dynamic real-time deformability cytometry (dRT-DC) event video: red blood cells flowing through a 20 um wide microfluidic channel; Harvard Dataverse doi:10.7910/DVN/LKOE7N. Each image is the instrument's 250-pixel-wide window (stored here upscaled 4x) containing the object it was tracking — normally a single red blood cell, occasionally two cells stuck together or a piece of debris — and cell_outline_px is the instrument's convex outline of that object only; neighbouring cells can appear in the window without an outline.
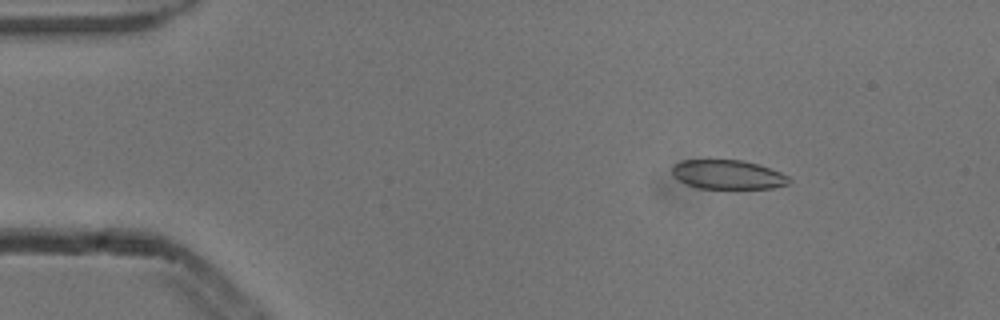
{"species": "common noctule bat (a hibernating species)", "species_latin": "Nyctalus noctula", "temperature_condition": "cold", "stored_images_in_passage": 5, "camera_frame_rate_fps": 3000, "um_per_image_px": 0.085, "animal": {"sex": "male", "body_mass_g": 13.3}, "frame": {"image": 1, "passage_image": 2, "time_ms": 0.333, "image_size_px": [1000, 320], "cell_outline_px": [[792, 184], [772, 188], [696, 188], [672, 176], [672, 168], [680, 160], [744, 160], [760, 164], [780, 172], [788, 176], [792, 180]], "centroid_in_image_um": [61.92, 14.84], "position_along_channel_um": 23.1, "area_um2": 20.0}}